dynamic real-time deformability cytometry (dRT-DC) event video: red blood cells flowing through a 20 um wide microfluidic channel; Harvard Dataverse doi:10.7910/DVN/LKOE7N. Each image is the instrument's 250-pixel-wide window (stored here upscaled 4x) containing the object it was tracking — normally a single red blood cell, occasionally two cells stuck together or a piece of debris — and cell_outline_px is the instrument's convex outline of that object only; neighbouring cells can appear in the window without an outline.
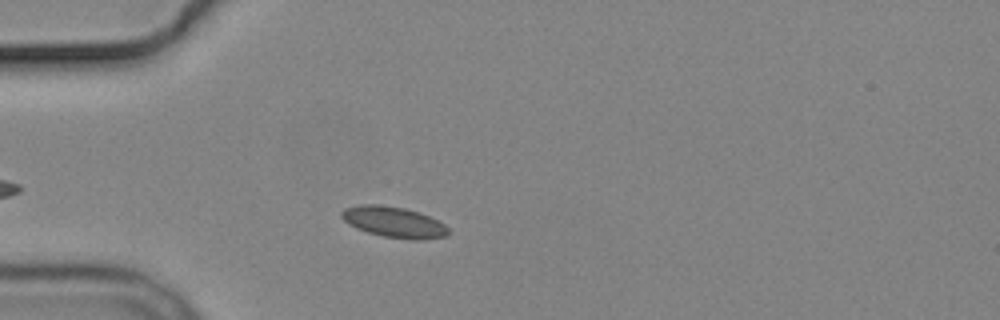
{"species": "common noctule bat (a hibernating species)", "species_latin": "Nyctalus noctula", "temperature_condition": "cold", "stored_images_in_passage": 3, "camera_frame_rate_fps": 3000, "um_per_image_px": 0.085, "animal": {"sex": "male", "body_mass_g": 19.2, "forearm_length_mm": 51.8}, "frame": {"image": 1, "passage_image": 3, "time_ms": 2.333, "image_size_px": [1000, 320], "cell_outline_px": [[452, 232], [448, 236], [420, 240], [412, 240], [384, 236], [368, 232], [356, 228], [348, 224], [340, 216], [340, 212], [344, 208], [360, 204], [380, 204], [404, 208], [420, 212], [444, 224]], "centroid_in_image_um": [33.48, 18.87], "position_along_channel_um": 51.5, "area_um2": 19.36}}